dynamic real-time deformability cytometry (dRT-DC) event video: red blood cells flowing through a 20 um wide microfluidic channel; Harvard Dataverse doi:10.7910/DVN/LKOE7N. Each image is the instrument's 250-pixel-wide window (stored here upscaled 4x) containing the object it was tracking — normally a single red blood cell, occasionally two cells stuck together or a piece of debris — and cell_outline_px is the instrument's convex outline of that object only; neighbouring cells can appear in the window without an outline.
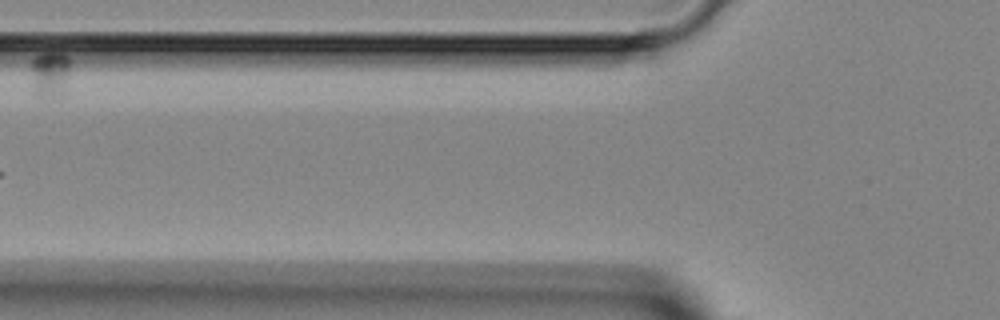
{"species": "Egyptian fruit bat (a non-hibernating species)", "species_latin": "Rousettus aegyptiacus", "temperature_condition": "room temperature", "stored_images_in_passage": 5, "segment_of_instrument_passage": [2, 2], "camera_frame_rate_fps": 3000, "um_per_image_px": 0.085, "animal": {"sex": "female"}, "frame": {"image": 1, "passage_image": 4, "time_ms": 3.333, "image_size_px": [1000, 320], "cell_outline_px": [[68, 68], [64, 96], [36, 96], [32, 68], [32, 60], [36, 56], [44, 52], [60, 52], [68, 56]], "centroid_in_image_um": [4.27, 6.27], "position_along_channel_um": 121.5, "area_um2": 10.23}}